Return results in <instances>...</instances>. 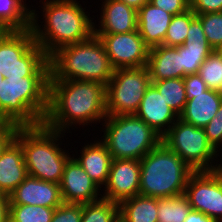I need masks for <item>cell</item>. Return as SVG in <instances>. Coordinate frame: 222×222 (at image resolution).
Wrapping results in <instances>:
<instances>
[{"label":"cell","instance_id":"277c9868","mask_svg":"<svg viewBox=\"0 0 222 222\" xmlns=\"http://www.w3.org/2000/svg\"><path fill=\"white\" fill-rule=\"evenodd\" d=\"M48 58L49 80L94 81L107 85L114 73L102 42L94 34L85 41L60 47Z\"/></svg>","mask_w":222,"mask_h":222},{"label":"cell","instance_id":"3957f363","mask_svg":"<svg viewBox=\"0 0 222 222\" xmlns=\"http://www.w3.org/2000/svg\"><path fill=\"white\" fill-rule=\"evenodd\" d=\"M43 1L45 23L42 27L38 24L39 15L32 9L31 30L48 57L60 47L85 41L94 34L93 20L76 0Z\"/></svg>","mask_w":222,"mask_h":222},{"label":"cell","instance_id":"f546056e","mask_svg":"<svg viewBox=\"0 0 222 222\" xmlns=\"http://www.w3.org/2000/svg\"><path fill=\"white\" fill-rule=\"evenodd\" d=\"M198 74L209 89L222 93V50H213L200 66Z\"/></svg>","mask_w":222,"mask_h":222},{"label":"cell","instance_id":"7bdbcfd3","mask_svg":"<svg viewBox=\"0 0 222 222\" xmlns=\"http://www.w3.org/2000/svg\"><path fill=\"white\" fill-rule=\"evenodd\" d=\"M190 5H192V3L195 1V0H186Z\"/></svg>","mask_w":222,"mask_h":222},{"label":"cell","instance_id":"b9f144b4","mask_svg":"<svg viewBox=\"0 0 222 222\" xmlns=\"http://www.w3.org/2000/svg\"><path fill=\"white\" fill-rule=\"evenodd\" d=\"M4 79L3 73L0 71V85H1V81Z\"/></svg>","mask_w":222,"mask_h":222},{"label":"cell","instance_id":"5bb4252c","mask_svg":"<svg viewBox=\"0 0 222 222\" xmlns=\"http://www.w3.org/2000/svg\"><path fill=\"white\" fill-rule=\"evenodd\" d=\"M59 185L65 203L86 204L102 198L101 188L74 159V154L65 165Z\"/></svg>","mask_w":222,"mask_h":222},{"label":"cell","instance_id":"30bf717a","mask_svg":"<svg viewBox=\"0 0 222 222\" xmlns=\"http://www.w3.org/2000/svg\"><path fill=\"white\" fill-rule=\"evenodd\" d=\"M151 84L147 66L114 69L113 76L106 85L107 115L135 114Z\"/></svg>","mask_w":222,"mask_h":222},{"label":"cell","instance_id":"ba28073f","mask_svg":"<svg viewBox=\"0 0 222 222\" xmlns=\"http://www.w3.org/2000/svg\"><path fill=\"white\" fill-rule=\"evenodd\" d=\"M47 59L31 28L0 31V71L4 79L9 76L29 77Z\"/></svg>","mask_w":222,"mask_h":222},{"label":"cell","instance_id":"2e32d148","mask_svg":"<svg viewBox=\"0 0 222 222\" xmlns=\"http://www.w3.org/2000/svg\"><path fill=\"white\" fill-rule=\"evenodd\" d=\"M135 115L161 137L179 118L165 102L162 95L153 84L145 91L144 97Z\"/></svg>","mask_w":222,"mask_h":222},{"label":"cell","instance_id":"7402d4cb","mask_svg":"<svg viewBox=\"0 0 222 222\" xmlns=\"http://www.w3.org/2000/svg\"><path fill=\"white\" fill-rule=\"evenodd\" d=\"M147 68L151 80L183 78L181 68V45H158L149 48Z\"/></svg>","mask_w":222,"mask_h":222},{"label":"cell","instance_id":"7c38bea8","mask_svg":"<svg viewBox=\"0 0 222 222\" xmlns=\"http://www.w3.org/2000/svg\"><path fill=\"white\" fill-rule=\"evenodd\" d=\"M102 42L114 69L147 66L149 47L138 30L117 34H94Z\"/></svg>","mask_w":222,"mask_h":222},{"label":"cell","instance_id":"cb8c5ba5","mask_svg":"<svg viewBox=\"0 0 222 222\" xmlns=\"http://www.w3.org/2000/svg\"><path fill=\"white\" fill-rule=\"evenodd\" d=\"M157 198L136 195L119 203V218L124 222H157Z\"/></svg>","mask_w":222,"mask_h":222},{"label":"cell","instance_id":"8992f818","mask_svg":"<svg viewBox=\"0 0 222 222\" xmlns=\"http://www.w3.org/2000/svg\"><path fill=\"white\" fill-rule=\"evenodd\" d=\"M194 170L162 141L140 160L139 194L153 198L183 195Z\"/></svg>","mask_w":222,"mask_h":222},{"label":"cell","instance_id":"484cf974","mask_svg":"<svg viewBox=\"0 0 222 222\" xmlns=\"http://www.w3.org/2000/svg\"><path fill=\"white\" fill-rule=\"evenodd\" d=\"M169 107L179 116L186 104L187 96L183 78L151 80Z\"/></svg>","mask_w":222,"mask_h":222},{"label":"cell","instance_id":"74e56055","mask_svg":"<svg viewBox=\"0 0 222 222\" xmlns=\"http://www.w3.org/2000/svg\"><path fill=\"white\" fill-rule=\"evenodd\" d=\"M19 126L0 122V155L7 145L15 138Z\"/></svg>","mask_w":222,"mask_h":222},{"label":"cell","instance_id":"836d02e7","mask_svg":"<svg viewBox=\"0 0 222 222\" xmlns=\"http://www.w3.org/2000/svg\"><path fill=\"white\" fill-rule=\"evenodd\" d=\"M208 142L217 151L222 146V104L210 122L204 127Z\"/></svg>","mask_w":222,"mask_h":222},{"label":"cell","instance_id":"603a6c76","mask_svg":"<svg viewBox=\"0 0 222 222\" xmlns=\"http://www.w3.org/2000/svg\"><path fill=\"white\" fill-rule=\"evenodd\" d=\"M80 154L74 159L100 188L105 186L113 159L106 145L100 139L97 142L94 140V143L83 146Z\"/></svg>","mask_w":222,"mask_h":222},{"label":"cell","instance_id":"d6986e66","mask_svg":"<svg viewBox=\"0 0 222 222\" xmlns=\"http://www.w3.org/2000/svg\"><path fill=\"white\" fill-rule=\"evenodd\" d=\"M27 176L23 149L14 138L0 155V191L9 196Z\"/></svg>","mask_w":222,"mask_h":222},{"label":"cell","instance_id":"52a82bcc","mask_svg":"<svg viewBox=\"0 0 222 222\" xmlns=\"http://www.w3.org/2000/svg\"><path fill=\"white\" fill-rule=\"evenodd\" d=\"M101 141L113 159L141 160L160 142L161 136L135 114L107 115Z\"/></svg>","mask_w":222,"mask_h":222},{"label":"cell","instance_id":"d6a6232c","mask_svg":"<svg viewBox=\"0 0 222 222\" xmlns=\"http://www.w3.org/2000/svg\"><path fill=\"white\" fill-rule=\"evenodd\" d=\"M82 204L65 203L55 208L51 222H81Z\"/></svg>","mask_w":222,"mask_h":222},{"label":"cell","instance_id":"83f0119b","mask_svg":"<svg viewBox=\"0 0 222 222\" xmlns=\"http://www.w3.org/2000/svg\"><path fill=\"white\" fill-rule=\"evenodd\" d=\"M119 218V203L101 198L82 204L81 222H116Z\"/></svg>","mask_w":222,"mask_h":222},{"label":"cell","instance_id":"ffe728a7","mask_svg":"<svg viewBox=\"0 0 222 222\" xmlns=\"http://www.w3.org/2000/svg\"><path fill=\"white\" fill-rule=\"evenodd\" d=\"M138 32L149 47L163 45L167 28L173 15L155 7L151 2L145 3L138 11Z\"/></svg>","mask_w":222,"mask_h":222},{"label":"cell","instance_id":"4316f807","mask_svg":"<svg viewBox=\"0 0 222 222\" xmlns=\"http://www.w3.org/2000/svg\"><path fill=\"white\" fill-rule=\"evenodd\" d=\"M157 222H184L191 211L186 196L157 198Z\"/></svg>","mask_w":222,"mask_h":222},{"label":"cell","instance_id":"9c48e42d","mask_svg":"<svg viewBox=\"0 0 222 222\" xmlns=\"http://www.w3.org/2000/svg\"><path fill=\"white\" fill-rule=\"evenodd\" d=\"M161 141L194 171L220 168L218 160L215 159L220 155L208 142L204 128L195 127L178 118L162 136ZM214 160L217 161L216 165Z\"/></svg>","mask_w":222,"mask_h":222},{"label":"cell","instance_id":"7a4b0ae2","mask_svg":"<svg viewBox=\"0 0 222 222\" xmlns=\"http://www.w3.org/2000/svg\"><path fill=\"white\" fill-rule=\"evenodd\" d=\"M49 58L29 77H7L0 85V122L38 126L48 110Z\"/></svg>","mask_w":222,"mask_h":222},{"label":"cell","instance_id":"6da1fadb","mask_svg":"<svg viewBox=\"0 0 222 222\" xmlns=\"http://www.w3.org/2000/svg\"><path fill=\"white\" fill-rule=\"evenodd\" d=\"M106 116V85L94 81L49 80L48 110L43 121L46 127L66 133L78 124L104 122Z\"/></svg>","mask_w":222,"mask_h":222},{"label":"cell","instance_id":"e575fe53","mask_svg":"<svg viewBox=\"0 0 222 222\" xmlns=\"http://www.w3.org/2000/svg\"><path fill=\"white\" fill-rule=\"evenodd\" d=\"M149 2L173 16L181 14L191 8V5L186 0H149Z\"/></svg>","mask_w":222,"mask_h":222},{"label":"cell","instance_id":"d4e9b609","mask_svg":"<svg viewBox=\"0 0 222 222\" xmlns=\"http://www.w3.org/2000/svg\"><path fill=\"white\" fill-rule=\"evenodd\" d=\"M31 21L32 10L24 0H0V31L27 30Z\"/></svg>","mask_w":222,"mask_h":222},{"label":"cell","instance_id":"4fadbf2b","mask_svg":"<svg viewBox=\"0 0 222 222\" xmlns=\"http://www.w3.org/2000/svg\"><path fill=\"white\" fill-rule=\"evenodd\" d=\"M102 198L120 203L139 194L140 161L112 159L109 177Z\"/></svg>","mask_w":222,"mask_h":222},{"label":"cell","instance_id":"e0dca14e","mask_svg":"<svg viewBox=\"0 0 222 222\" xmlns=\"http://www.w3.org/2000/svg\"><path fill=\"white\" fill-rule=\"evenodd\" d=\"M99 29L94 34H117L137 31L138 12L119 0L102 1Z\"/></svg>","mask_w":222,"mask_h":222},{"label":"cell","instance_id":"1f68e13d","mask_svg":"<svg viewBox=\"0 0 222 222\" xmlns=\"http://www.w3.org/2000/svg\"><path fill=\"white\" fill-rule=\"evenodd\" d=\"M203 27L205 37L214 50H222V12L196 15Z\"/></svg>","mask_w":222,"mask_h":222},{"label":"cell","instance_id":"8d00e7d4","mask_svg":"<svg viewBox=\"0 0 222 222\" xmlns=\"http://www.w3.org/2000/svg\"><path fill=\"white\" fill-rule=\"evenodd\" d=\"M191 9L196 15L222 12V0H195Z\"/></svg>","mask_w":222,"mask_h":222},{"label":"cell","instance_id":"8fae6325","mask_svg":"<svg viewBox=\"0 0 222 222\" xmlns=\"http://www.w3.org/2000/svg\"><path fill=\"white\" fill-rule=\"evenodd\" d=\"M184 195L192 210L222 222V171H194Z\"/></svg>","mask_w":222,"mask_h":222},{"label":"cell","instance_id":"d590c367","mask_svg":"<svg viewBox=\"0 0 222 222\" xmlns=\"http://www.w3.org/2000/svg\"><path fill=\"white\" fill-rule=\"evenodd\" d=\"M184 86L186 89L187 99L192 98V94L203 93L208 89L206 83L197 74H189L183 78Z\"/></svg>","mask_w":222,"mask_h":222},{"label":"cell","instance_id":"ee69618b","mask_svg":"<svg viewBox=\"0 0 222 222\" xmlns=\"http://www.w3.org/2000/svg\"><path fill=\"white\" fill-rule=\"evenodd\" d=\"M116 222H124L121 218H118Z\"/></svg>","mask_w":222,"mask_h":222},{"label":"cell","instance_id":"4dcf8cb0","mask_svg":"<svg viewBox=\"0 0 222 222\" xmlns=\"http://www.w3.org/2000/svg\"><path fill=\"white\" fill-rule=\"evenodd\" d=\"M55 208L10 204V222H51Z\"/></svg>","mask_w":222,"mask_h":222},{"label":"cell","instance_id":"f1b7e54d","mask_svg":"<svg viewBox=\"0 0 222 222\" xmlns=\"http://www.w3.org/2000/svg\"><path fill=\"white\" fill-rule=\"evenodd\" d=\"M195 17L196 14L191 8L181 14L174 15L167 28L163 45L173 47L183 45L186 41L190 23Z\"/></svg>","mask_w":222,"mask_h":222},{"label":"cell","instance_id":"5b68a950","mask_svg":"<svg viewBox=\"0 0 222 222\" xmlns=\"http://www.w3.org/2000/svg\"><path fill=\"white\" fill-rule=\"evenodd\" d=\"M63 135L64 132L52 130L43 123L18 128L15 139L23 149L28 175L60 183L65 165L71 158L70 153L67 154L66 150L60 147L62 142H59Z\"/></svg>","mask_w":222,"mask_h":222},{"label":"cell","instance_id":"60d3db41","mask_svg":"<svg viewBox=\"0 0 222 222\" xmlns=\"http://www.w3.org/2000/svg\"><path fill=\"white\" fill-rule=\"evenodd\" d=\"M125 3L127 6L138 11L145 3L149 2V0H119Z\"/></svg>","mask_w":222,"mask_h":222},{"label":"cell","instance_id":"f35d334b","mask_svg":"<svg viewBox=\"0 0 222 222\" xmlns=\"http://www.w3.org/2000/svg\"><path fill=\"white\" fill-rule=\"evenodd\" d=\"M9 196L0 191V222H10Z\"/></svg>","mask_w":222,"mask_h":222},{"label":"cell","instance_id":"ac0fdd59","mask_svg":"<svg viewBox=\"0 0 222 222\" xmlns=\"http://www.w3.org/2000/svg\"><path fill=\"white\" fill-rule=\"evenodd\" d=\"M213 50L205 37L201 21L196 16L190 23L186 41L181 45L183 78L189 74H197L200 66Z\"/></svg>","mask_w":222,"mask_h":222},{"label":"cell","instance_id":"ab89813d","mask_svg":"<svg viewBox=\"0 0 222 222\" xmlns=\"http://www.w3.org/2000/svg\"><path fill=\"white\" fill-rule=\"evenodd\" d=\"M184 222H219L199 211L192 210L188 213Z\"/></svg>","mask_w":222,"mask_h":222},{"label":"cell","instance_id":"44dd1931","mask_svg":"<svg viewBox=\"0 0 222 222\" xmlns=\"http://www.w3.org/2000/svg\"><path fill=\"white\" fill-rule=\"evenodd\" d=\"M222 104V93L207 89L203 93L192 94L187 99L179 119L195 127L204 128L215 117Z\"/></svg>","mask_w":222,"mask_h":222},{"label":"cell","instance_id":"9a60e30c","mask_svg":"<svg viewBox=\"0 0 222 222\" xmlns=\"http://www.w3.org/2000/svg\"><path fill=\"white\" fill-rule=\"evenodd\" d=\"M10 204L57 208L63 203L60 185L28 175L9 195Z\"/></svg>","mask_w":222,"mask_h":222}]
</instances>
